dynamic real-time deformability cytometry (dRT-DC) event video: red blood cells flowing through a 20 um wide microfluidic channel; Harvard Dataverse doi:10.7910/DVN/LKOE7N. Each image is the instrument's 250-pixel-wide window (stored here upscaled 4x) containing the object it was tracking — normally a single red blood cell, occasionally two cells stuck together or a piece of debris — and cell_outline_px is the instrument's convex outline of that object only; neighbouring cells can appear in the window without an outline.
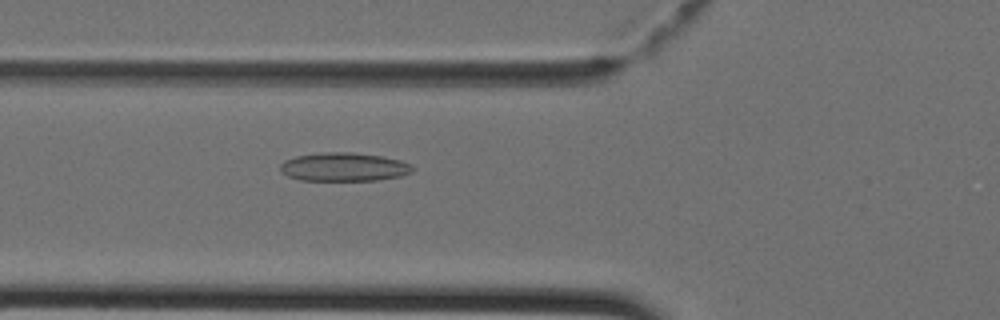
{"species": "Egyptian fruit bat (a non-hibernating species)", "species_latin": "Rousettus aegyptiacus", "temperature_condition": "cold", "stored_images_in_passage": 43, "camera_frame_rate_fps": 3000, "um_per_image_px": 0.085, "animal": {"sex": "female"}, "frame": {"image": 1, "passage_image": 16, "time_ms": 5.0, "image_size_px": [1000, 320], "cell_outline_px": [[416, 168], [412, 172], [400, 176], [376, 180], [300, 180], [288, 176], [280, 172], [280, 164], [284, 160], [296, 156], [320, 152], [352, 152], [380, 156], [400, 160], [412, 164]], "centroid_in_image_um": [29.23, 14.18], "position_along_channel_um": 96.6, "area_um2": 22.14}}
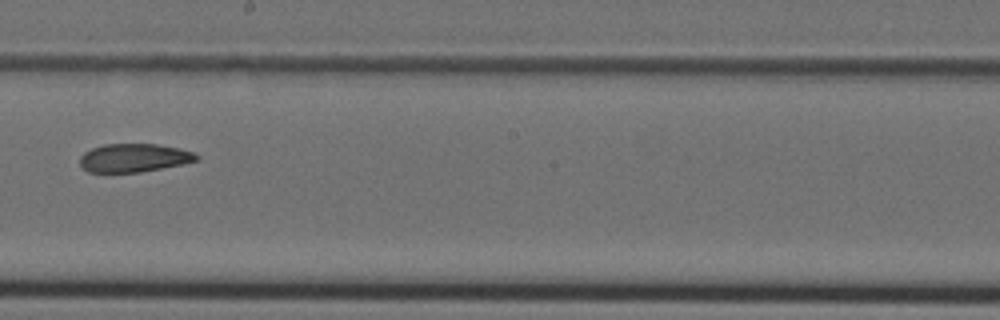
{"frame": {"image": 2, "passage_image": 25, "time_ms": 8.0, "image_size_px": [1000, 320], "cell_outline_px": [[200, 160], [184, 164], [140, 172], [88, 172], [80, 164], [80, 156], [84, 152], [92, 148], [104, 144], [156, 144], [180, 148], [192, 152], [200, 156]], "centroid_in_image_um": [11.42, 13.41], "position_along_channel_um": 236.8, "area_um2": 19.36}}
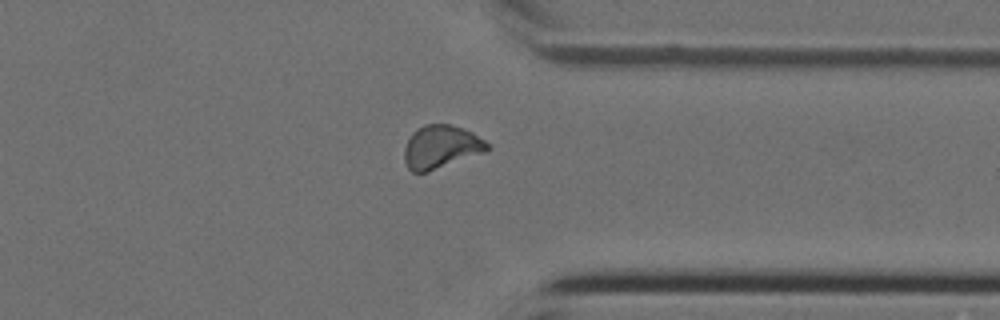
{"frame": {"image": 3, "passage_image": 34, "time_ms": 11.0, "image_size_px": [1000, 320], "cell_outline_px": [[492, 148], [488, 152], [428, 172], [412, 172], [408, 168], [404, 160], [404, 148], [412, 132], [416, 128], [424, 124], [448, 124], [472, 132], [484, 140]], "centroid_in_image_um": [37.5, 12.5], "position_along_channel_um": 373.9, "area_um2": 21.15}}